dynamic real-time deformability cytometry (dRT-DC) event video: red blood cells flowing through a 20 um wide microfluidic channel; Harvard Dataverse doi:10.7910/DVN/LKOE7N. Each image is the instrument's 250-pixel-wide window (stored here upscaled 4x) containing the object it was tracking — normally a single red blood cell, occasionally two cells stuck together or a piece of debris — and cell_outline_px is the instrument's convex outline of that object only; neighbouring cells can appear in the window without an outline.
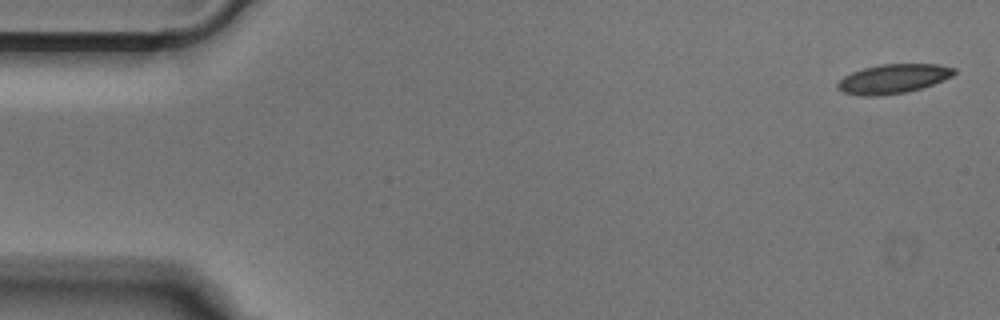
{"species": "Egyptian fruit bat (a non-hibernating species)", "species_latin": "Rousettus aegyptiacus", "temperature_condition": "cold", "stored_images_in_passage": 44, "camera_frame_rate_fps": 3000, "um_per_image_px": 0.085, "animal": {"sex": "male"}, "frame": {"image": 1, "passage_image": 1, "time_ms": 0.0, "image_size_px": [1000, 320], "cell_outline_px": [[956, 72], [952, 76], [944, 80], [920, 88], [904, 92], [880, 96], [860, 96], [844, 92], [836, 88], [836, 84], [844, 76], [852, 72], [864, 68], [880, 64], [940, 64], [956, 68]], "centroid_in_image_um": [75.92, 6.69], "position_along_channel_um": 9.1, "area_um2": 19.88}}
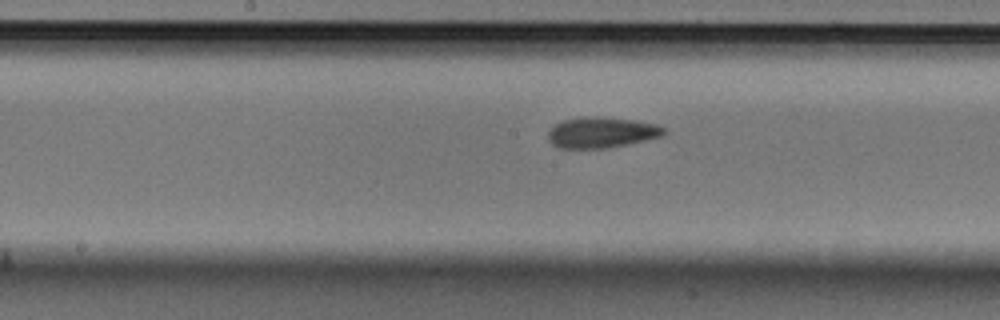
{"frame": {"image": 2, "passage_image": 25, "time_ms": 8.0, "image_size_px": [1000, 320], "cell_outline_px": [[664, 132], [660, 136], [628, 144], [608, 148], [556, 148], [548, 140], [548, 132], [556, 124], [564, 120], [584, 116], [596, 116], [636, 120], [656, 124], [664, 128]], "centroid_in_image_um": [51.09, 11.26], "position_along_channel_um": 197.1, "area_um2": 20.69}}
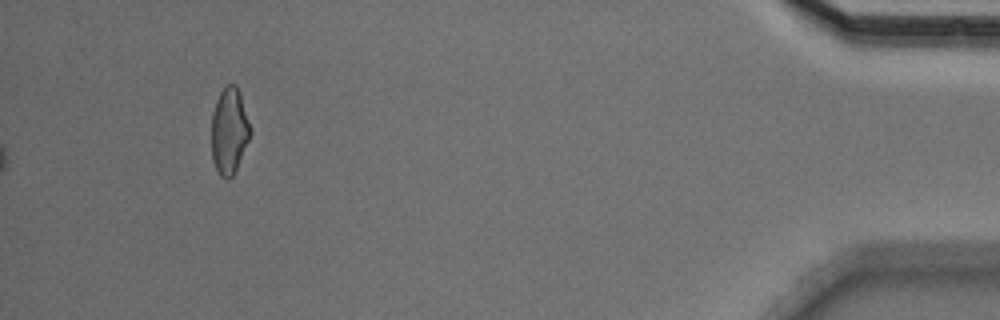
{"frame": {"image": 3, "passage_image": 44, "time_ms": 14.333, "image_size_px": [1000, 320], "cell_outline_px": [[252, 132], [236, 168], [232, 176], [228, 180], [224, 180], [220, 176], [212, 160], [212, 112], [216, 100], [220, 92], [228, 84], [236, 84], [240, 92], [252, 128]], "centroid_in_image_um": [19.49, 11.11], "position_along_channel_um": 415.7, "area_um2": 19.65}}